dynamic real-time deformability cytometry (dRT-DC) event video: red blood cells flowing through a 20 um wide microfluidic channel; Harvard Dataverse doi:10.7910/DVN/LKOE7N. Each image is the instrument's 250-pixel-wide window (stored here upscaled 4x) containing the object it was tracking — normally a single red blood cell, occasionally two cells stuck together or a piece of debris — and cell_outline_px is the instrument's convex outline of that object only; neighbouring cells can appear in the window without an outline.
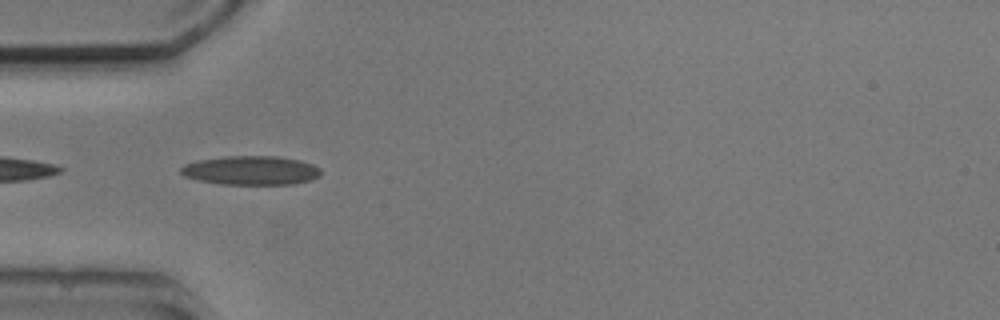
{"species": "common noctule bat (a hibernating species)", "species_latin": "Nyctalus noctula", "temperature_condition": "cold", "stored_images_in_passage": 6, "camera_frame_rate_fps": 3000, "um_per_image_px": 0.085, "animal": {"sex": "male", "body_mass_g": 20.5, "forearm_length_mm": 52.5}, "frame": {"image": 1, "passage_image": 4, "time_ms": 3.667, "image_size_px": [1000, 320], "cell_outline_px": [[320, 176], [312, 180], [292, 184], [224, 184], [200, 180], [184, 176], [180, 172], [180, 168], [184, 164], [200, 160], [228, 156], [276, 156], [300, 160], [312, 164], [320, 168]], "centroid_in_image_um": [21.36, 14.48], "position_along_channel_um": 63.6, "area_um2": 23.52}}